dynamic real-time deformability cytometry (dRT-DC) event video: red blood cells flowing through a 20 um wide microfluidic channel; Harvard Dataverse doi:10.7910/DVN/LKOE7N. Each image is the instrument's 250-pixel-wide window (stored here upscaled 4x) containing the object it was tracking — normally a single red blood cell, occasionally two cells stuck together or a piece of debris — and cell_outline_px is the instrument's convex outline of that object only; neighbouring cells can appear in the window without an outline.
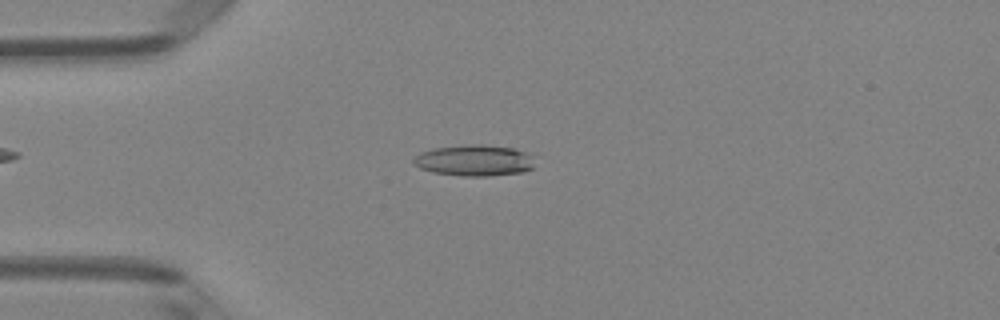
{"species": "Egyptian fruit bat (a non-hibernating species)", "species_latin": "Rousettus aegyptiacus", "temperature_condition": "room temperature", "stored_images_in_passage": 49, "camera_frame_rate_fps": 3000, "um_per_image_px": 0.085, "animal": {"sex": "female"}, "frame": {"image": 1, "passage_image": 12, "time_ms": 3.667, "image_size_px": [1000, 320], "cell_outline_px": [[532, 168], [524, 172], [488, 176], [460, 176], [432, 172], [420, 168], [412, 164], [412, 160], [420, 152], [432, 148], [472, 144], [480, 144], [512, 148], [524, 152], [532, 156]], "centroid_in_image_um": [40.26, 13.64], "position_along_channel_um": 44.7, "area_um2": 22.02}}
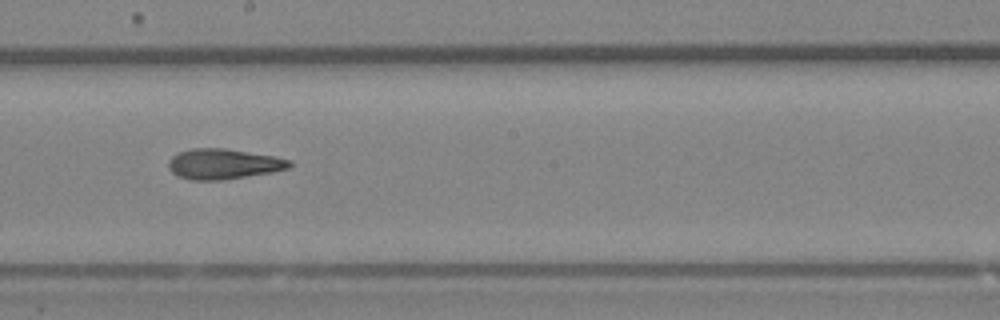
{"frame": {"image": 2, "passage_image": 27, "time_ms": 8.667, "image_size_px": [1000, 320], "cell_outline_px": [[292, 164], [288, 168], [272, 172], [220, 180], [192, 180], [176, 176], [168, 168], [168, 160], [172, 156], [180, 152], [192, 148], [224, 148], [276, 156], [292, 160]], "centroid_in_image_um": [18.98, 13.93], "position_along_channel_um": 229.2, "area_um2": 21.44}}
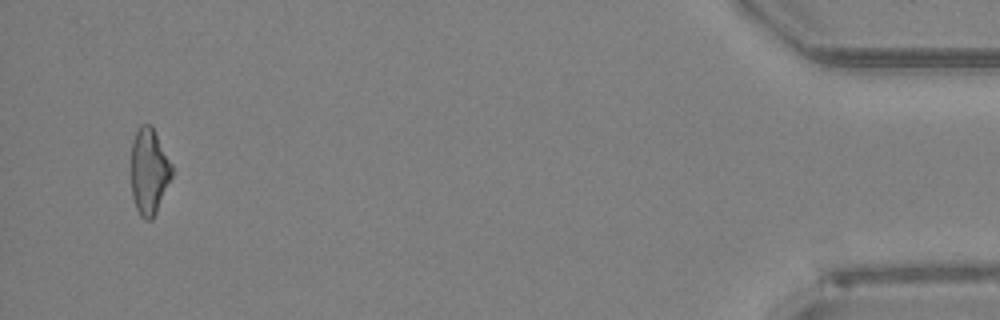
{"frame": {"image": 3, "passage_image": 47, "time_ms": 15.333, "image_size_px": [1000, 320], "cell_outline_px": [[172, 176], [156, 212], [152, 220], [144, 220], [140, 216], [136, 208], [132, 196], [132, 140], [140, 124], [152, 124], [172, 164]], "centroid_in_image_um": [12.67, 14.55], "position_along_channel_um": 422.5, "area_um2": 20.46}, "authors_computed_cell_mechanics": {"area_um2": 21.386, "velocity_mm_per_s": 4.0885, "shape_relaxation_time_tau1_ms": null, "shape_relaxation_time_tau2_ms": 2.6325, "deformation_change_tau1": null, "deformation_change_tau2": 0.1367}}